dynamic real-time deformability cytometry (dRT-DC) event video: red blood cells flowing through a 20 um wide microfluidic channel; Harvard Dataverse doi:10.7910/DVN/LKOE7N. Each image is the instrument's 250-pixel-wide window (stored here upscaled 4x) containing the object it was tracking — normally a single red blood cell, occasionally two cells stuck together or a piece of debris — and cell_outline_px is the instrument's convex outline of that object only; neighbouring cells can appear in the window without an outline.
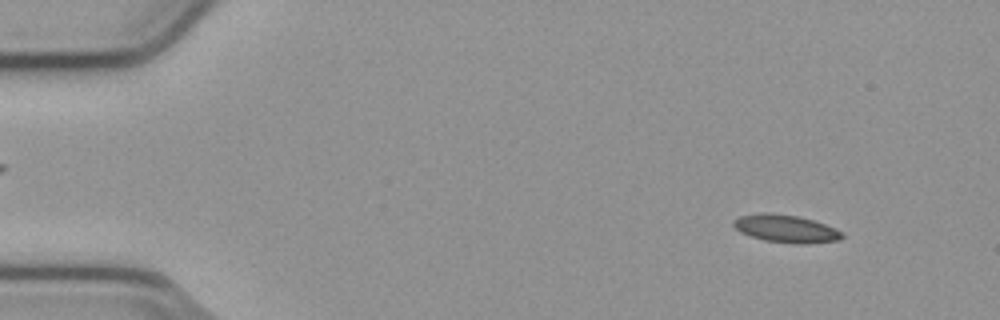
{"species": "common noctule bat (a hibernating species)", "species_latin": "Nyctalus noctula", "temperature_condition": "cold", "stored_images_in_passage": 52, "camera_frame_rate_fps": 3000, "um_per_image_px": 0.085, "animal": {"sex": "male", "body_mass_g": 23.1, "forearm_length_mm": 52.7}, "frame": {"image": 1, "passage_image": 3, "time_ms": 0.667, "image_size_px": [1000, 320], "cell_outline_px": [[844, 236], [840, 240], [800, 244], [796, 244], [764, 240], [740, 232], [732, 224], [732, 220], [740, 216], [760, 212], [768, 212], [796, 216], [812, 220], [836, 228], [844, 232]], "centroid_in_image_um": [66.8, 19.43], "position_along_channel_um": 18.2, "area_um2": 17.51}}
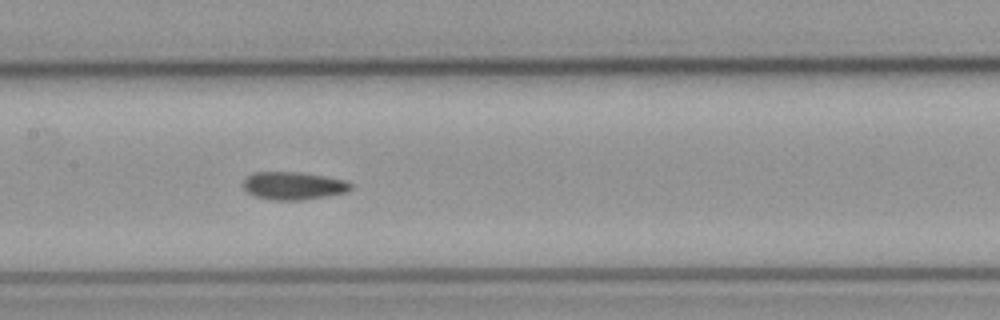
{"frame": {"image": 2, "passage_image": 24, "time_ms": 7.667, "image_size_px": [1000, 320], "cell_outline_px": [[352, 188], [348, 192], [328, 196], [304, 200], [272, 200], [256, 196], [248, 192], [244, 188], [244, 180], [252, 172], [300, 172], [348, 180], [352, 184]], "centroid_in_image_um": [25.0, 15.79], "position_along_channel_um": 182.4, "area_um2": 17.57}}
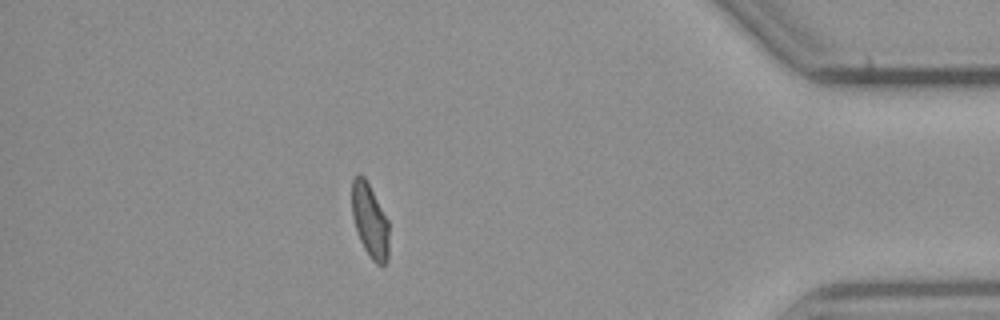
{"frame": {"image": 3, "passage_image": 45, "time_ms": 14.667, "image_size_px": [1000, 320], "cell_outline_px": [[388, 260], [384, 264], [376, 264], [368, 256], [360, 240], [352, 216], [352, 180], [356, 172], [360, 172], [364, 176], [388, 220]], "centroid_in_image_um": [31.42, 18.73], "position_along_channel_um": 403.8, "area_um2": 15.95}, "authors_computed_cell_mechanics": {"area_um2": 17.1377, "velocity_mm_per_s": 3.8019, "shape_relaxation_time_tau1_ms": null, "shape_relaxation_time_tau2_ms": 2.8038, "deformation_change_tau1": null, "deformation_change_tau2": 0.0862}}